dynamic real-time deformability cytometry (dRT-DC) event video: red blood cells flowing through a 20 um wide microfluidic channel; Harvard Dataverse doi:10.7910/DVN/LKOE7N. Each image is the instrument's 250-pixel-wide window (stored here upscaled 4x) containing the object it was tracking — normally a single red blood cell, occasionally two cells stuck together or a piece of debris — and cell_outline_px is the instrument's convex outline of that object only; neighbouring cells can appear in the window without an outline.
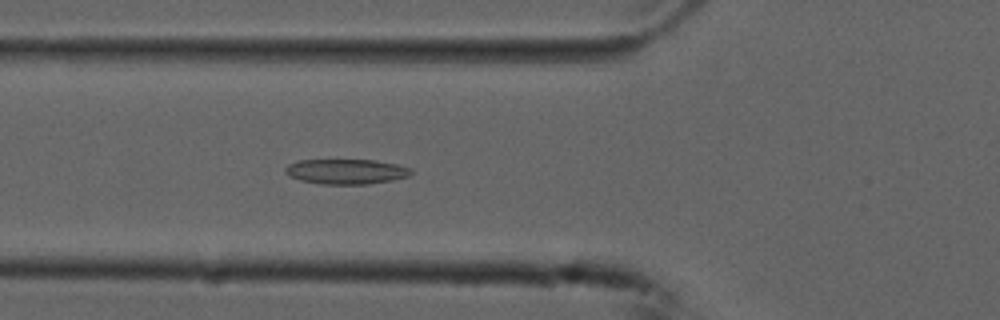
{"species": "common noctule bat (a hibernating species)", "species_latin": "Nyctalus noctula", "temperature_condition": "cold", "stored_images_in_passage": 54, "camera_frame_rate_fps": 3000, "um_per_image_px": 0.085, "animal": {"sex": "male", "forearm_length_mm": 52.5}, "frame": {"image": 1, "passage_image": 20, "time_ms": 6.333, "image_size_px": [1000, 320], "cell_outline_px": [[412, 172], [408, 176], [392, 180], [368, 184], [320, 184], [300, 180], [288, 176], [284, 172], [284, 168], [288, 164], [296, 160], [376, 160], [396, 164], [412, 168]], "centroid_in_image_um": [29.38, 14.58], "position_along_channel_um": 96.4, "area_um2": 18.5}}
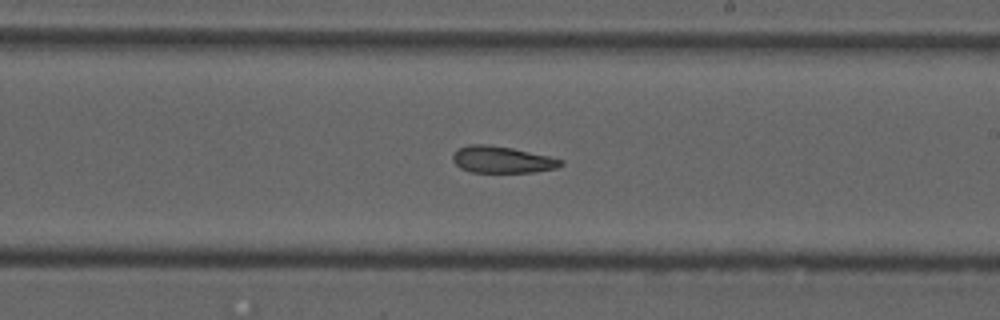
{"frame": {"image": 2, "passage_image": 32, "time_ms": 10.333, "image_size_px": [1000, 320], "cell_outline_px": [[564, 164], [556, 168], [536, 172], [472, 172], [460, 168], [452, 160], [452, 156], [460, 148], [468, 144], [484, 144], [512, 148], [548, 156], [564, 160]], "centroid_in_image_um": [42.69, 13.57], "position_along_channel_um": 246.3, "area_um2": 16.7}}
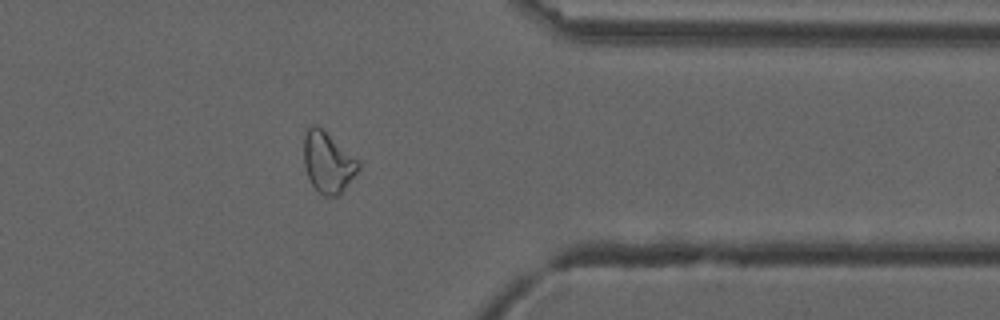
{"frame": {"image": 3, "passage_image": 44, "time_ms": 14.333, "image_size_px": [1000, 320], "cell_outline_px": [[360, 168], [344, 188], [336, 196], [324, 196], [312, 184], [304, 168], [304, 132], [312, 124], [316, 124], [324, 128], [360, 160]], "centroid_in_image_um": [27.87, 13.72], "position_along_channel_um": 383.5, "area_um2": 19.59}}